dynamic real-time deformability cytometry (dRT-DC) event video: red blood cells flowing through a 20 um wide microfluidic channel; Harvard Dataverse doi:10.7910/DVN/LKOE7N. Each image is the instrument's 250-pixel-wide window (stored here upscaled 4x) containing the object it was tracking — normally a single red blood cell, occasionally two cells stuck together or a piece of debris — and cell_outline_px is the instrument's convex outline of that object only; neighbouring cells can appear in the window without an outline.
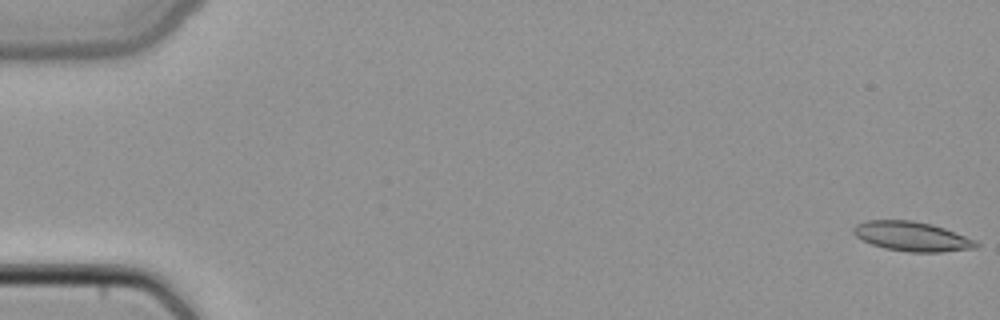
{"species": "common noctule bat (a hibernating species)", "species_latin": "Nyctalus noctula", "temperature_condition": "cold", "stored_images_in_passage": 50, "segment_of_instrument_passage": [1, 2], "camera_frame_rate_fps": 3000, "um_per_image_px": 0.085, "animal": {"sex": "female", "body_mass_g": 22.7, "forearm_length_mm": 54.2}, "frame": {"image": 1, "passage_image": 1, "time_ms": 0.0, "image_size_px": [1000, 320], "cell_outline_px": [[980, 244], [976, 248], [944, 252], [908, 252], [884, 248], [872, 244], [856, 236], [852, 232], [852, 228], [856, 224], [868, 220], [912, 220], [932, 224], [944, 228], [976, 240]], "centroid_in_image_um": [77.53, 20.09], "position_along_channel_um": 7.5, "area_um2": 21.15}}
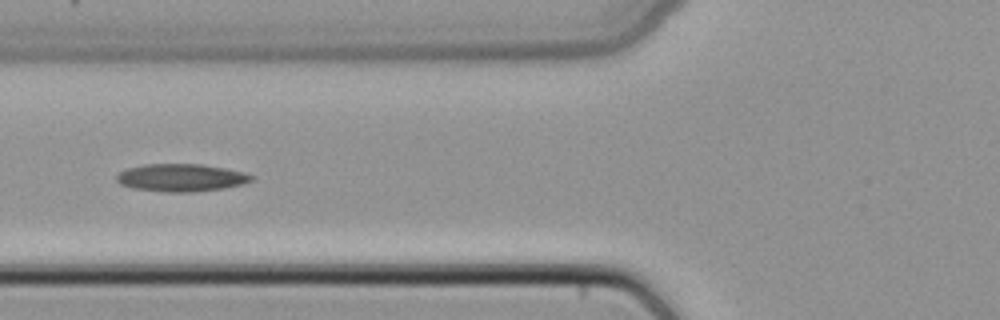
{"frame": {"image": 2, "passage_image": 20, "time_ms": 6.333, "image_size_px": [1000, 320], "cell_outline_px": [[256, 176], [252, 180], [244, 184], [224, 188], [192, 192], [164, 192], [132, 188], [120, 184], [116, 180], [116, 176], [120, 172], [128, 168], [144, 164], [200, 164], [248, 172]], "centroid_in_image_um": [15.44, 15.1], "position_along_channel_um": 110.4, "area_um2": 21.91}}
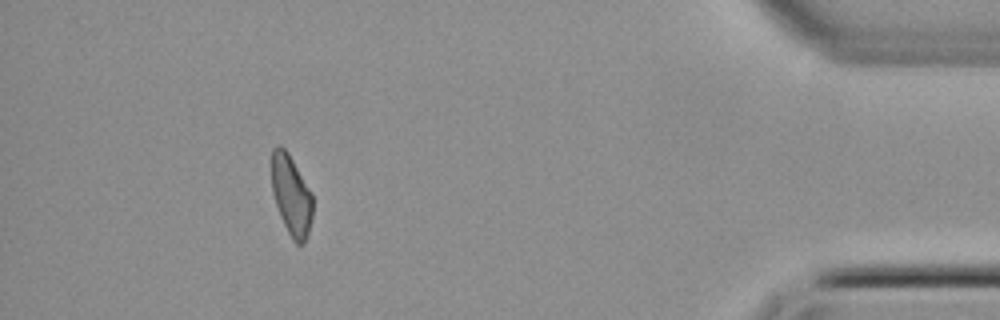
{"frame": {"image": 3, "passage_image": 45, "time_ms": 14.667, "image_size_px": [1000, 320], "cell_outline_px": [[312, 216], [308, 232], [304, 244], [296, 244], [292, 240], [280, 216], [272, 192], [272, 148], [276, 144], [280, 144], [288, 152], [312, 192]], "centroid_in_image_um": [24.75, 16.57], "position_along_channel_um": 410.4, "area_um2": 19.25}}